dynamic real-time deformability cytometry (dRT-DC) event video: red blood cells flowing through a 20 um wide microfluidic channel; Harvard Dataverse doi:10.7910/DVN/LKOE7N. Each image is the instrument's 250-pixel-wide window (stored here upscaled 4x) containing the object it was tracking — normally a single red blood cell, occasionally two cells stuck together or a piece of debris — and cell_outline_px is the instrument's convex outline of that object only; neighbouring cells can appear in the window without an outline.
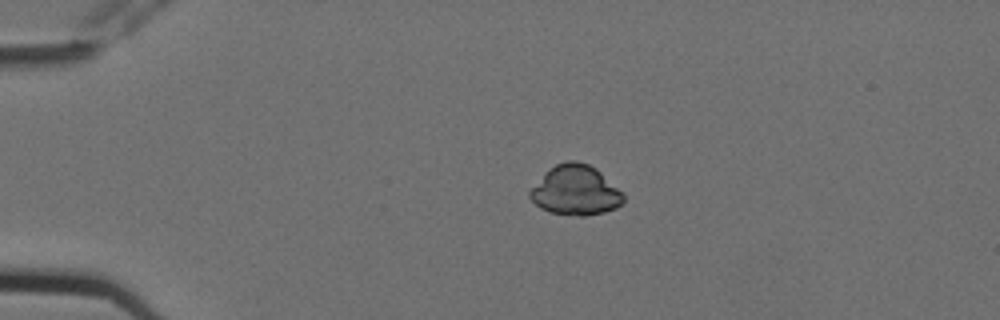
{"species": "Egyptian fruit bat (a non-hibernating species)", "species_latin": "Rousettus aegyptiacus", "temperature_condition": "cold", "stored_images_in_passage": 2, "camera_frame_rate_fps": 3000, "um_per_image_px": 0.085, "animal": {"sex": "female"}, "frame": {"image": 1, "passage_image": 1, "time_ms": 0.0, "image_size_px": [1000, 320], "cell_outline_px": [[624, 200], [616, 208], [604, 212], [584, 216], [576, 216], [552, 212], [540, 208], [528, 196], [528, 192], [556, 164], [568, 160], [576, 160], [588, 164], [596, 168], [624, 196]], "centroid_in_image_um": [48.92, 16.19], "position_along_channel_um": 36.1, "area_um2": 26.47}}